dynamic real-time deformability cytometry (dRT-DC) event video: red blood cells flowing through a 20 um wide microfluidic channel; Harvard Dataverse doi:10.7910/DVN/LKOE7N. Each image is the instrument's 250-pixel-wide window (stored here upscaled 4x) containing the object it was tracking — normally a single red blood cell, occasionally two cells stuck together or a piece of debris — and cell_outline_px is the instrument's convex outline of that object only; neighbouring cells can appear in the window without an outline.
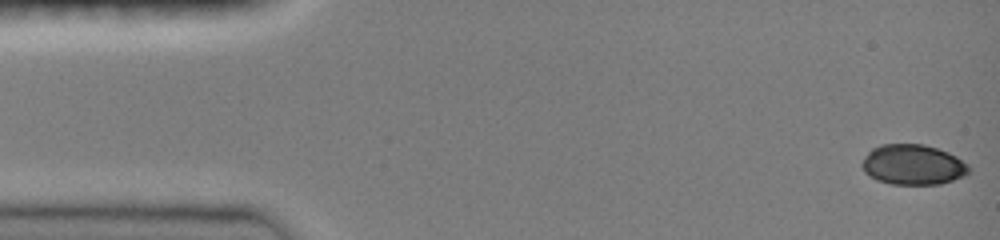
{"species": "common noctule bat (a hibernating species)", "species_latin": "Nyctalus noctula", "temperature_condition": "room temperature", "stored_images_in_passage": 14, "camera_frame_rate_fps": 3000, "um_per_image_px": 0.085, "animal": {"sex": "female", "body_mass_g": 19.0, "forearm_length_mm": 51.5}, "frame": {"image": 1, "passage_image": 1, "time_ms": 0.0, "image_size_px": [1000, 240], "cell_outline_px": [[972, 168], [968, 172], [952, 180], [940, 184], [892, 184], [876, 180], [864, 172], [860, 164], [864, 156], [872, 148], [880, 144], [924, 144], [948, 152], [956, 156], [968, 164]], "centroid_in_image_um": [77.56, 13.99], "position_along_channel_um": 7.4, "area_um2": 25.14}}
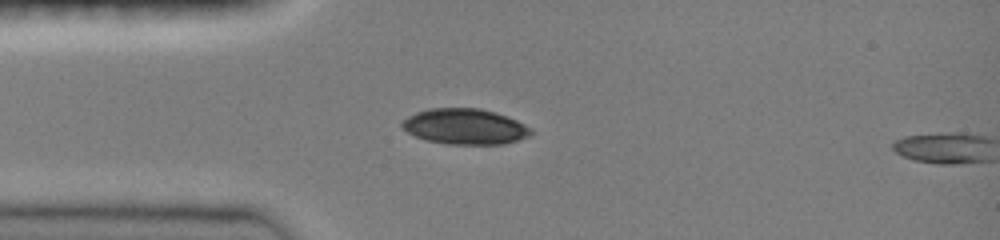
{"frame": {"image": 2, "passage_image": 12, "time_ms": 3.667, "image_size_px": [1000, 240], "cell_outline_px": [[532, 132], [528, 136], [504, 144], [448, 144], [428, 140], [416, 136], [408, 132], [400, 124], [400, 120], [416, 112], [428, 108], [480, 108], [496, 112], [516, 120], [532, 128]], "centroid_in_image_um": [39.5, 10.74], "position_along_channel_um": 45.5, "area_um2": 26.7}}